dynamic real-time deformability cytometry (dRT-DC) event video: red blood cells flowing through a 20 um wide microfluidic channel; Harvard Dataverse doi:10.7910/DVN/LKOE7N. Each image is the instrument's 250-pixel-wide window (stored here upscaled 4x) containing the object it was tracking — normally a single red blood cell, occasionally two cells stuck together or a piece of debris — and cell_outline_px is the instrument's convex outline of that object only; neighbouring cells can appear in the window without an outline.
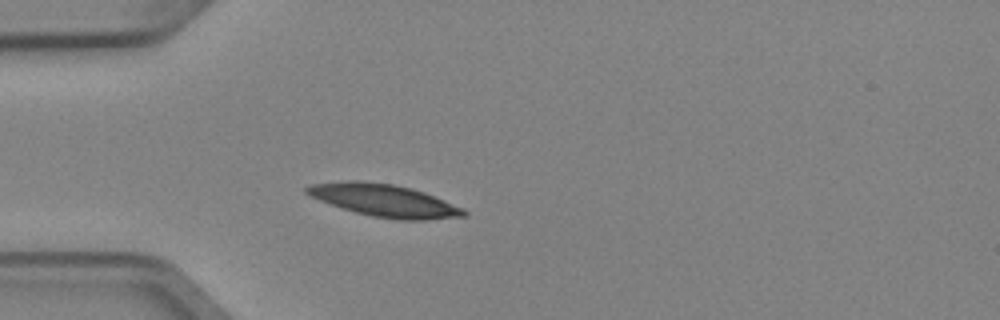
{"species": "Egyptian fruit bat (a non-hibernating species)", "species_latin": "Rousettus aegyptiacus", "temperature_condition": "cold", "stored_images_in_passage": 2, "camera_frame_rate_fps": 3000, "um_per_image_px": 0.085, "animal": {"sex": "female"}, "frame": {"image": 1, "passage_image": 2, "time_ms": 0.333, "image_size_px": [1000, 320], "cell_outline_px": [[468, 212], [464, 216], [424, 220], [400, 220], [372, 216], [356, 212], [320, 200], [304, 192], [304, 188], [312, 184], [348, 180], [360, 180], [392, 184], [412, 188], [424, 192], [464, 208]], "centroid_in_image_um": [32.68, 17.03], "position_along_channel_um": 52.3, "area_um2": 29.42}}